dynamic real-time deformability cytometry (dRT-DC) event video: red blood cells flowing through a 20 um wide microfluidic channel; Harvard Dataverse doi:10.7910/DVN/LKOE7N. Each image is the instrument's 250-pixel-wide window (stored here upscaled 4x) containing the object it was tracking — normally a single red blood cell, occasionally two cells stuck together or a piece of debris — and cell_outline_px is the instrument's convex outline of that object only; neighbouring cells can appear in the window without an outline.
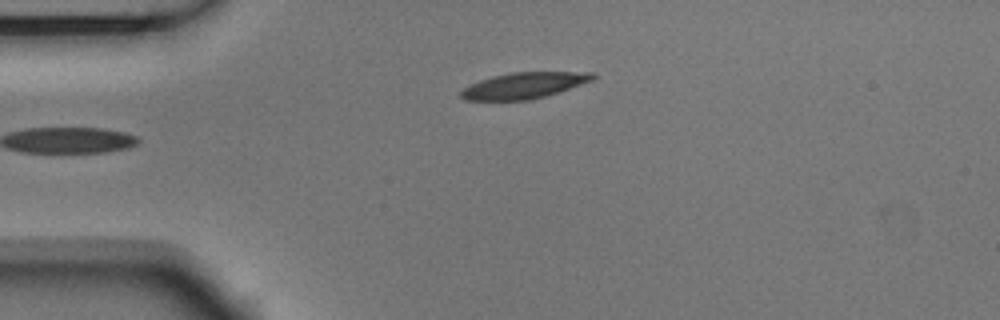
{"species": "Egyptian fruit bat (a non-hibernating species)", "species_latin": "Rousettus aegyptiacus", "temperature_condition": "room temperature", "stored_images_in_passage": 38, "camera_frame_rate_fps": 3000, "um_per_image_px": 0.085, "animal": {"sex": "male"}, "frame": {"image": 1, "passage_image": 1, "time_ms": 0.0, "image_size_px": [1000, 320], "cell_outline_px": [[596, 76], [592, 80], [544, 96], [528, 100], [464, 100], [460, 96], [460, 92], [464, 88], [480, 80], [492, 76], [512, 72], [592, 72]], "centroid_in_image_um": [44.49, 7.26], "position_along_channel_um": 40.5, "area_um2": 19.65}}
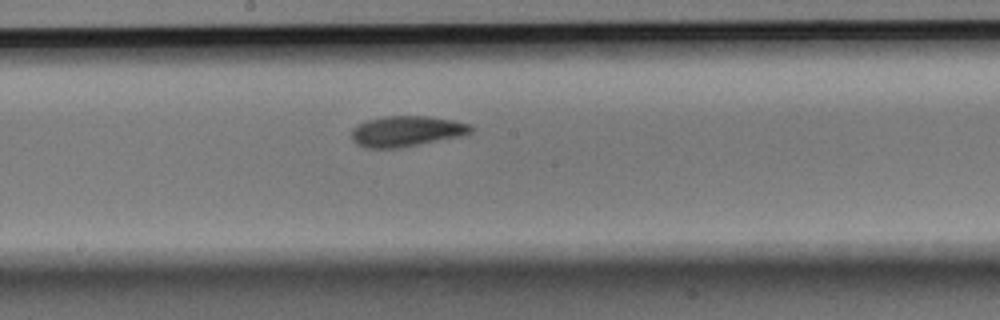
{"frame": {"image": 2, "passage_image": 17, "time_ms": 5.333, "image_size_px": [1000, 320], "cell_outline_px": [[476, 128], [472, 132], [456, 136], [420, 144], [400, 148], [364, 148], [356, 144], [352, 140], [352, 128], [356, 124], [368, 120], [384, 116], [428, 116], [456, 120], [472, 124]], "centroid_in_image_um": [34.54, 11.14], "position_along_channel_um": 213.7, "area_um2": 21.44}}
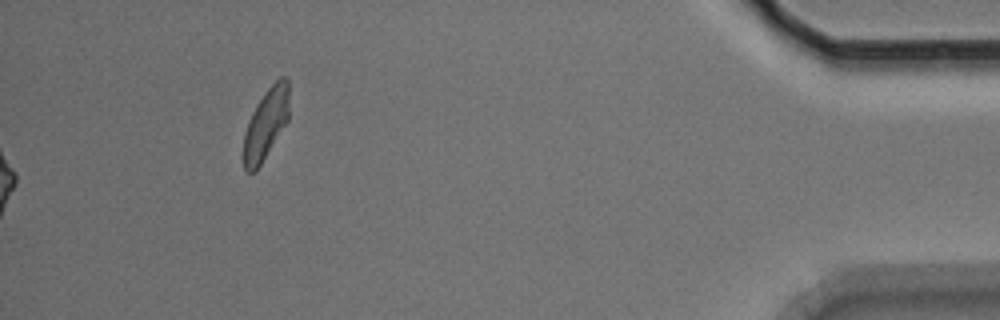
{"frame": {"image": 3, "passage_image": 38, "time_ms": 12.333, "image_size_px": [1000, 320], "cell_outline_px": [[288, 120], [256, 172], [244, 172], [244, 132], [248, 120], [256, 104], [264, 92], [280, 76], [284, 76], [288, 80]], "centroid_in_image_um": [22.58, 10.54], "position_along_channel_um": 412.6, "area_um2": 18.73}, "authors_computed_cell_mechanics": {"area_um2": 20.3167, "velocity_mm_per_s": 3.717, "shape_relaxation_time_tau1_ms": 3.7004, "shape_relaxation_time_tau2_ms": 3.4877, "deformation_change_tau1": 0.146, "deformation_change_tau2": 0.0919}}